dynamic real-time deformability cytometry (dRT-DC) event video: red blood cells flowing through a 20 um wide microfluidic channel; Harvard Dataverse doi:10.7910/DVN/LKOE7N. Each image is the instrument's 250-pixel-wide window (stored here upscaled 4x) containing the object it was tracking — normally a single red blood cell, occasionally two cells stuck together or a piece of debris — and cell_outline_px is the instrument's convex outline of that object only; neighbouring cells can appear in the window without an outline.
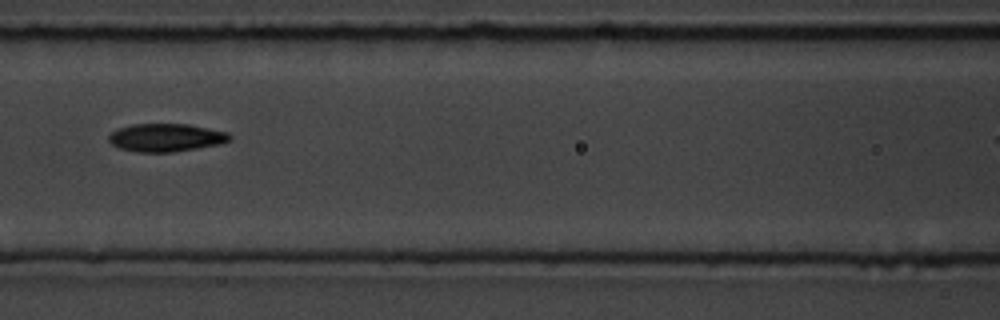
{"species": "common noctule bat (a hibernating species)", "species_latin": "Nyctalus noctula", "temperature_condition": "room temperature", "stored_images_in_passage": 7, "camera_frame_rate_fps": 3000, "um_per_image_px": 0.085, "animal": {"sex": "male", "body_mass_g": 19.5, "forearm_length_mm": 54.6}, "frame": {"image": 1, "passage_image": 4, "time_ms": 4.333, "image_size_px": [1000, 320], "cell_outline_px": [[232, 140], [220, 144], [172, 152], [136, 152], [120, 148], [112, 144], [108, 140], [108, 136], [112, 132], [120, 128], [132, 124], [188, 124], [228, 132], [232, 136]], "centroid_in_image_um": [14.13, 11.69], "position_along_channel_um": 152.5, "area_um2": 19.71}}
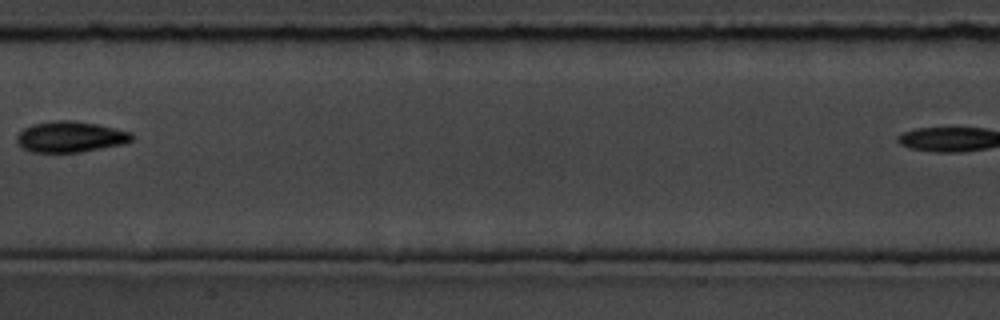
{"frame": {"image": 2, "passage_image": 5, "time_ms": 5.667, "image_size_px": [1000, 320], "cell_outline_px": [[132, 140], [124, 144], [80, 152], [32, 152], [24, 148], [16, 140], [16, 136], [24, 128], [32, 124], [56, 120], [72, 120], [96, 124], [132, 132]], "centroid_in_image_um": [5.98, 11.62], "position_along_channel_um": 201.4, "area_um2": 20.58}}